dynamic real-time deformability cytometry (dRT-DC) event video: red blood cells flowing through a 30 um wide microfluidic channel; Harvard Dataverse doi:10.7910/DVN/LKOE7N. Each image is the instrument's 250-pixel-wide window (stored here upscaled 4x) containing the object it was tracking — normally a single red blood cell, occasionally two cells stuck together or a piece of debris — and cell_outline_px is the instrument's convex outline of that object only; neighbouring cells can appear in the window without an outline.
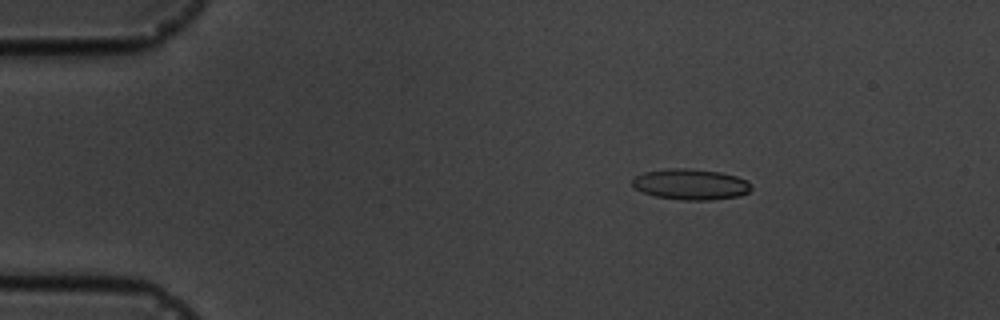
{"species": "common noctule bat (a hibernating species)", "species_latin": "Nyctalus noctula", "temperature_condition": "cold", "stored_images_in_passage": 6, "camera_frame_rate_fps": 3000, "um_per_image_px": 0.085, "animal": {"sex": "male", "body_mass_g": 19.5, "forearm_length_mm": 54.6}, "frame": {"image": 1, "passage_image": 3, "time_ms": 2.333, "image_size_px": [1000, 320], "cell_outline_px": [[752, 188], [748, 192], [740, 196], [708, 200], [680, 200], [656, 196], [644, 192], [636, 188], [632, 184], [632, 180], [636, 176], [644, 172], [668, 168], [688, 168], [720, 172], [736, 176], [748, 180], [752, 184]], "centroid_in_image_um": [58.75, 15.66], "position_along_channel_um": 26.3, "area_um2": 21.39}}
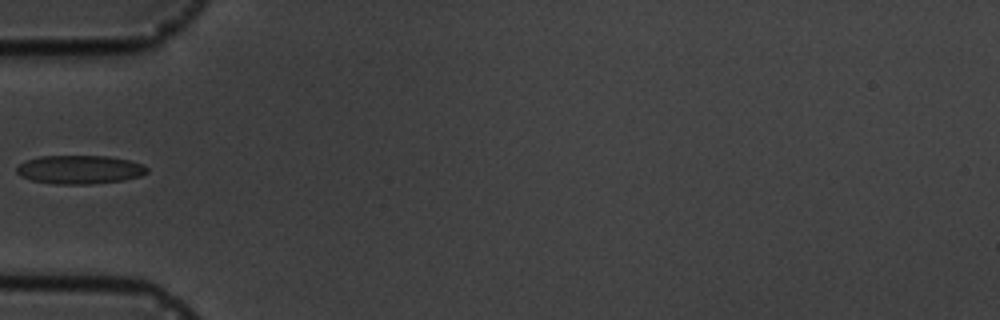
{"frame": {"image": 2, "passage_image": 6, "time_ms": 5.667, "image_size_px": [1000, 320], "cell_outline_px": [[148, 172], [140, 176], [124, 180], [92, 184], [56, 184], [32, 180], [20, 176], [16, 172], [16, 168], [24, 160], [40, 156], [108, 156], [128, 160], [144, 164], [148, 168]], "centroid_in_image_um": [6.78, 14.41], "position_along_channel_um": 78.2, "area_um2": 21.85}}